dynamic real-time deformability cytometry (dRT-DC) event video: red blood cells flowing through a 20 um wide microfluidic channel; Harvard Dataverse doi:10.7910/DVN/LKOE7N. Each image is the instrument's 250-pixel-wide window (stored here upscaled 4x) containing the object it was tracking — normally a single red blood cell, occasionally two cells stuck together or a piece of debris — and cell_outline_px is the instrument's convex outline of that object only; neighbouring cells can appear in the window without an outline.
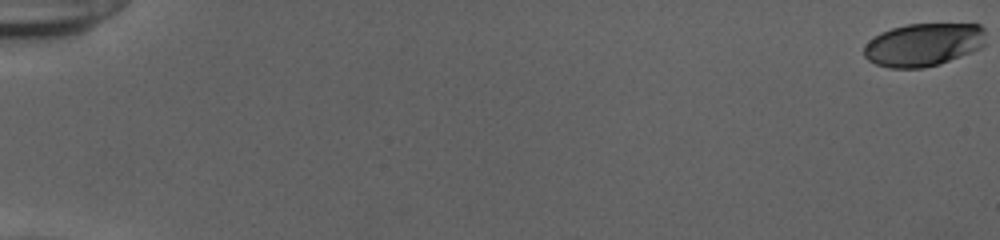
{"species": "human", "species_latin": "Homo sapiens", "temperature_condition": "cold", "stored_images_in_passage": 56, "camera_frame_rate_fps": 3000, "um_per_image_px": 0.085, "donor": {"sex": "female"}, "frame": {"image": 1, "passage_image": 1, "time_ms": 0.0, "image_size_px": [1000, 240], "cell_outline_px": [[984, 44], [980, 48], [972, 52], [940, 64], [924, 68], [888, 68], [876, 64], [868, 60], [864, 56], [864, 44], [868, 40], [880, 32], [892, 28], [908, 24], [980, 24], [984, 28]], "centroid_in_image_um": [78.47, 3.8], "position_along_channel_um": 6.5, "area_um2": 30.75}}
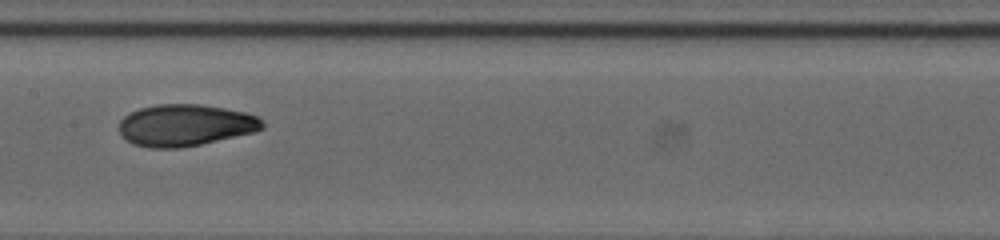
{"frame": {"image": 2, "passage_image": 31, "time_ms": 10.0, "image_size_px": [1000, 240], "cell_outline_px": [[264, 128], [252, 132], [200, 144], [180, 148], [152, 148], [132, 144], [124, 140], [120, 136], [120, 120], [128, 112], [140, 108], [156, 104], [200, 104], [224, 108], [244, 112], [256, 116], [264, 124]], "centroid_in_image_um": [15.68, 10.64], "position_along_channel_um": 191.7, "area_um2": 34.8}}
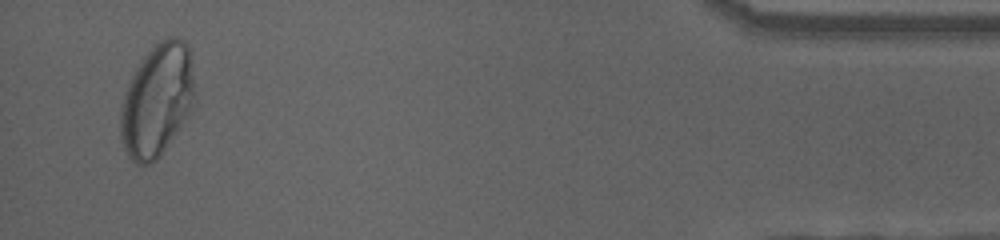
{"frame": {"image": 3, "passage_image": 54, "time_ms": 17.667, "image_size_px": [1000, 240], "cell_outline_px": [[196, 96], [192, 112], [160, 156], [152, 164], [136, 164], [128, 156], [120, 140], [120, 108], [128, 80], [140, 60], [160, 40], [168, 36], [176, 36], [184, 40], [188, 44]], "centroid_in_image_um": [13.35, 8.53], "position_along_channel_um": 421.8, "area_um2": 49.53}, "authors_computed_cell_mechanics": {"area_um2": 33.9864, "velocity_mm_per_s": 3.8668, "shape_relaxation_time_tau1_ms": 6.7955, "shape_relaxation_time_tau2_ms": 1.3806, "deformation_change_tau1": 0.2323, "deformation_change_tau2": 0.0583}}